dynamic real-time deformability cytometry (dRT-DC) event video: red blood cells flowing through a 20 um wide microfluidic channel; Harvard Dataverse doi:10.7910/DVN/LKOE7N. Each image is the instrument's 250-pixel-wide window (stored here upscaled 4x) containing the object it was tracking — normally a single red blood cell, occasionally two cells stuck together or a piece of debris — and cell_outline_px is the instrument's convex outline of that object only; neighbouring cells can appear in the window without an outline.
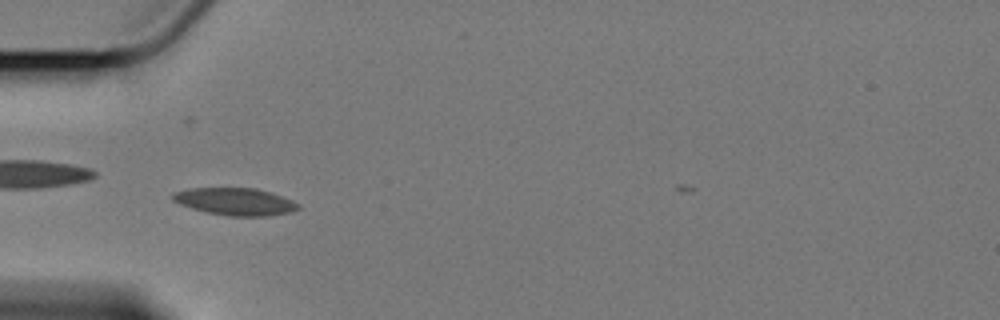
{"species": "Egyptian fruit bat (a non-hibernating species)", "species_latin": "Rousettus aegyptiacus", "temperature_condition": "cold", "stored_images_in_passage": 24, "camera_frame_rate_fps": 3000, "um_per_image_px": 0.085, "animal": {"sex": "female"}, "frame": {"image": 1, "passage_image": 20, "time_ms": 6.333, "image_size_px": [1000, 320], "cell_outline_px": [[300, 208], [292, 212], [268, 216], [228, 216], [204, 212], [180, 204], [172, 200], [172, 192], [192, 188], [256, 188], [272, 192], [292, 200], [300, 204]], "centroid_in_image_um": [20.01, 17.14], "position_along_channel_um": 65.0, "area_um2": 20.17}}